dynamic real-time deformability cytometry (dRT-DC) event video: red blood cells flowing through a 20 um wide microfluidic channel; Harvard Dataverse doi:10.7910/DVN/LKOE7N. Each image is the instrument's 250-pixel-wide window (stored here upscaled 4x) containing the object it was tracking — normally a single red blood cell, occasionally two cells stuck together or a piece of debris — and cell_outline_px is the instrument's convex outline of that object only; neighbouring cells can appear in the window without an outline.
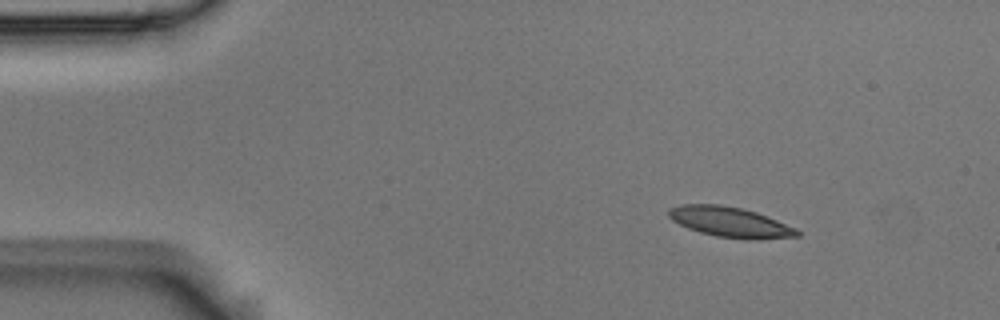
{"species": "Egyptian fruit bat (a non-hibernating species)", "species_latin": "Rousettus aegyptiacus", "temperature_condition": "room temperature", "stored_images_in_passage": 6, "camera_frame_rate_fps": 3000, "um_per_image_px": 0.085, "animal": {"sex": "male"}, "frame": {"image": 1, "passage_image": 1, "time_ms": 0.0, "image_size_px": [1000, 320], "cell_outline_px": [[800, 236], [760, 240], [748, 240], [716, 236], [700, 232], [688, 228], [672, 220], [668, 216], [668, 208], [680, 204], [720, 204], [740, 208], [756, 212], [796, 228], [800, 232]], "centroid_in_image_um": [62.06, 18.88], "position_along_channel_um": 22.9, "area_um2": 22.72}}
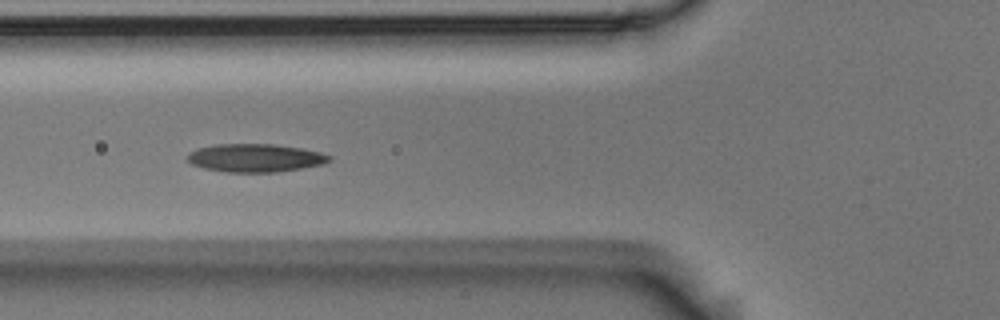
{"frame": {"image": 2, "passage_image": 5, "time_ms": 1.333, "image_size_px": [1000, 320], "cell_outline_px": [[332, 160], [324, 164], [276, 172], [224, 172], [204, 168], [192, 164], [188, 160], [188, 152], [196, 148], [216, 144], [276, 144], [300, 148], [320, 152], [332, 156]], "centroid_in_image_um": [21.69, 13.42], "position_along_channel_um": 104.1, "area_um2": 23.35}}
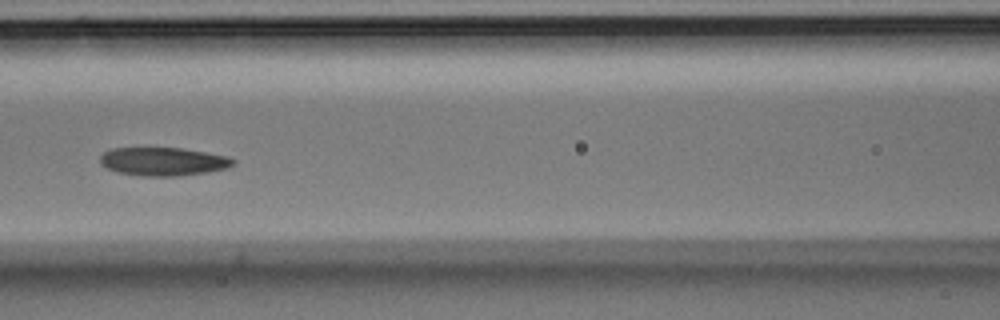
{"frame": {"image": 3, "passage_image": 6, "time_ms": 1.667, "image_size_px": [1000, 320], "cell_outline_px": [[236, 164], [228, 168], [208, 172], [176, 176], [144, 176], [116, 172], [100, 164], [100, 156], [104, 152], [112, 148], [180, 148], [228, 156], [236, 160]], "centroid_in_image_um": [13.89, 13.73], "position_along_channel_um": 152.7, "area_um2": 22.02}}